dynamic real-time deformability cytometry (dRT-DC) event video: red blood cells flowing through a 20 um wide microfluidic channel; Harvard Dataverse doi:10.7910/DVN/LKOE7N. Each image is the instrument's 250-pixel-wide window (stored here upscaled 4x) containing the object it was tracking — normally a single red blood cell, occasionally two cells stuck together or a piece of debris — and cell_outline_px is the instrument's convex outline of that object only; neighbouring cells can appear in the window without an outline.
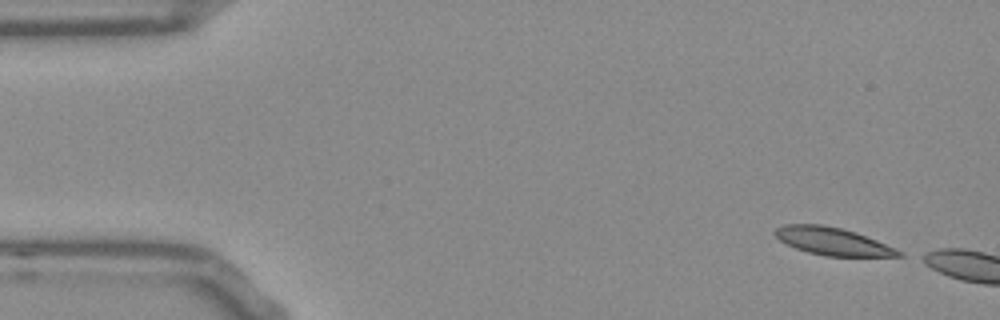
{"species": "Egyptian fruit bat (a non-hibernating species)", "species_latin": "Rousettus aegyptiacus", "temperature_condition": "room temperature", "stored_images_in_passage": 8, "camera_frame_rate_fps": 3000, "um_per_image_px": 0.085, "frame": {"image": 1, "passage_image": 1, "time_ms": 0.0, "image_size_px": [1000, 320], "cell_outline_px": [[904, 256], [824, 256], [808, 252], [796, 248], [780, 240], [772, 232], [776, 228], [784, 224], [820, 224], [840, 228], [856, 232], [896, 248], [904, 252]], "centroid_in_image_um": [70.78, 20.51], "position_along_channel_um": 14.2, "area_um2": 19.83}}